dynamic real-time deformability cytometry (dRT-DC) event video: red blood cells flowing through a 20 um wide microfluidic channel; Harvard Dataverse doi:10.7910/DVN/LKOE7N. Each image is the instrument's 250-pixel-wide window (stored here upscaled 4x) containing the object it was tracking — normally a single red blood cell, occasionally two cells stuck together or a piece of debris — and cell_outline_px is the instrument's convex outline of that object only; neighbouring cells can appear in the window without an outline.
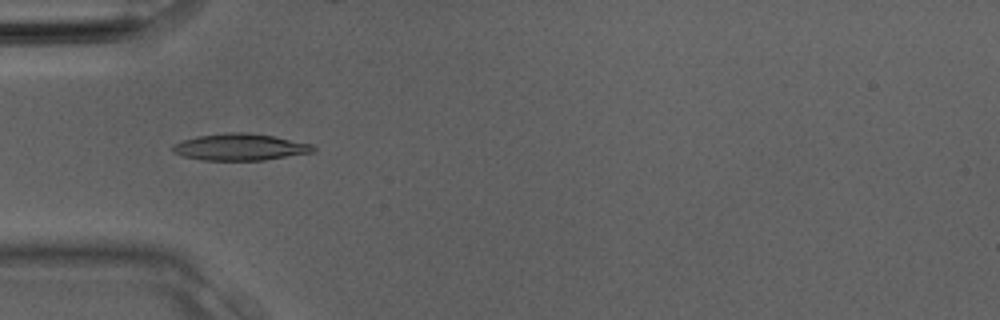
{"species": "Egyptian fruit bat (a non-hibernating species)", "species_latin": "Rousettus aegyptiacus", "temperature_condition": "room temperature", "stored_images_in_passage": 4, "camera_frame_rate_fps": 3000, "um_per_image_px": 0.085, "animal": {"sex": "male"}, "frame": {"image": 1, "passage_image": 4, "time_ms": 1.0, "image_size_px": [1000, 320], "cell_outline_px": [[316, 152], [264, 160], [200, 160], [184, 156], [172, 152], [172, 144], [196, 136], [228, 132], [248, 132], [272, 136], [312, 144], [316, 148]], "centroid_in_image_um": [20.41, 12.5], "position_along_channel_um": 64.6, "area_um2": 21.96}}